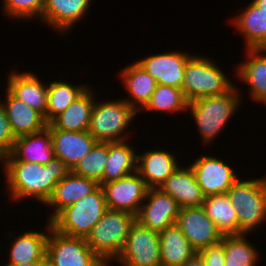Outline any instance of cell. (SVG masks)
Wrapping results in <instances>:
<instances>
[{"label": "cell", "mask_w": 266, "mask_h": 266, "mask_svg": "<svg viewBox=\"0 0 266 266\" xmlns=\"http://www.w3.org/2000/svg\"><path fill=\"white\" fill-rule=\"evenodd\" d=\"M2 162H5L8 187L15 201L32 196L46 204L57 183L71 172V168L57 157L45 165L25 161Z\"/></svg>", "instance_id": "6da1fadb"}, {"label": "cell", "mask_w": 266, "mask_h": 266, "mask_svg": "<svg viewBox=\"0 0 266 266\" xmlns=\"http://www.w3.org/2000/svg\"><path fill=\"white\" fill-rule=\"evenodd\" d=\"M103 188L61 210L51 221L57 232L71 237L86 238L107 210Z\"/></svg>", "instance_id": "7a4b0ae2"}, {"label": "cell", "mask_w": 266, "mask_h": 266, "mask_svg": "<svg viewBox=\"0 0 266 266\" xmlns=\"http://www.w3.org/2000/svg\"><path fill=\"white\" fill-rule=\"evenodd\" d=\"M136 216L107 209L86 237L87 245L107 265L121 253Z\"/></svg>", "instance_id": "3957f363"}, {"label": "cell", "mask_w": 266, "mask_h": 266, "mask_svg": "<svg viewBox=\"0 0 266 266\" xmlns=\"http://www.w3.org/2000/svg\"><path fill=\"white\" fill-rule=\"evenodd\" d=\"M227 195L238 217V234H246L266 219V179L237 181Z\"/></svg>", "instance_id": "277c9868"}, {"label": "cell", "mask_w": 266, "mask_h": 266, "mask_svg": "<svg viewBox=\"0 0 266 266\" xmlns=\"http://www.w3.org/2000/svg\"><path fill=\"white\" fill-rule=\"evenodd\" d=\"M233 87L220 95L206 96L188 102V108L205 143L219 134L239 105L240 98ZM239 98V99H238Z\"/></svg>", "instance_id": "5b68a950"}, {"label": "cell", "mask_w": 266, "mask_h": 266, "mask_svg": "<svg viewBox=\"0 0 266 266\" xmlns=\"http://www.w3.org/2000/svg\"><path fill=\"white\" fill-rule=\"evenodd\" d=\"M232 87L226 75L208 58L196 55L187 61L182 92L188 102L223 94Z\"/></svg>", "instance_id": "8992f818"}, {"label": "cell", "mask_w": 266, "mask_h": 266, "mask_svg": "<svg viewBox=\"0 0 266 266\" xmlns=\"http://www.w3.org/2000/svg\"><path fill=\"white\" fill-rule=\"evenodd\" d=\"M137 110L124 99L94 104L88 132L101 142H121L122 135Z\"/></svg>", "instance_id": "52a82bcc"}, {"label": "cell", "mask_w": 266, "mask_h": 266, "mask_svg": "<svg viewBox=\"0 0 266 266\" xmlns=\"http://www.w3.org/2000/svg\"><path fill=\"white\" fill-rule=\"evenodd\" d=\"M48 227L45 258L53 266H106L87 245L86 238L61 234L50 221Z\"/></svg>", "instance_id": "ba28073f"}, {"label": "cell", "mask_w": 266, "mask_h": 266, "mask_svg": "<svg viewBox=\"0 0 266 266\" xmlns=\"http://www.w3.org/2000/svg\"><path fill=\"white\" fill-rule=\"evenodd\" d=\"M116 259L123 266H162L159 233L144 227L136 220Z\"/></svg>", "instance_id": "9c48e42d"}, {"label": "cell", "mask_w": 266, "mask_h": 266, "mask_svg": "<svg viewBox=\"0 0 266 266\" xmlns=\"http://www.w3.org/2000/svg\"><path fill=\"white\" fill-rule=\"evenodd\" d=\"M107 208L137 216L140 205L146 200L148 187L137 171L102 186Z\"/></svg>", "instance_id": "30bf717a"}, {"label": "cell", "mask_w": 266, "mask_h": 266, "mask_svg": "<svg viewBox=\"0 0 266 266\" xmlns=\"http://www.w3.org/2000/svg\"><path fill=\"white\" fill-rule=\"evenodd\" d=\"M175 224L197 251L222 240V233L202 206L180 208Z\"/></svg>", "instance_id": "8fae6325"}, {"label": "cell", "mask_w": 266, "mask_h": 266, "mask_svg": "<svg viewBox=\"0 0 266 266\" xmlns=\"http://www.w3.org/2000/svg\"><path fill=\"white\" fill-rule=\"evenodd\" d=\"M145 199L148 203L141 205L136 216L141 225L160 233L175 224L180 206L172 196L159 188H149Z\"/></svg>", "instance_id": "7c38bea8"}, {"label": "cell", "mask_w": 266, "mask_h": 266, "mask_svg": "<svg viewBox=\"0 0 266 266\" xmlns=\"http://www.w3.org/2000/svg\"><path fill=\"white\" fill-rule=\"evenodd\" d=\"M190 167L205 197L227 193L238 179L233 169L215 157L202 156Z\"/></svg>", "instance_id": "4fadbf2b"}, {"label": "cell", "mask_w": 266, "mask_h": 266, "mask_svg": "<svg viewBox=\"0 0 266 266\" xmlns=\"http://www.w3.org/2000/svg\"><path fill=\"white\" fill-rule=\"evenodd\" d=\"M191 57L186 53L171 52L152 55L136 63L146 70L157 84L182 89L185 66Z\"/></svg>", "instance_id": "5bb4252c"}, {"label": "cell", "mask_w": 266, "mask_h": 266, "mask_svg": "<svg viewBox=\"0 0 266 266\" xmlns=\"http://www.w3.org/2000/svg\"><path fill=\"white\" fill-rule=\"evenodd\" d=\"M51 132L54 156L61 159L71 169L94 146L97 140L88 131H65L47 124Z\"/></svg>", "instance_id": "9a60e30c"}, {"label": "cell", "mask_w": 266, "mask_h": 266, "mask_svg": "<svg viewBox=\"0 0 266 266\" xmlns=\"http://www.w3.org/2000/svg\"><path fill=\"white\" fill-rule=\"evenodd\" d=\"M54 156L51 132L48 127L43 130L17 137L10 154L4 161H25L47 164Z\"/></svg>", "instance_id": "2e32d148"}, {"label": "cell", "mask_w": 266, "mask_h": 266, "mask_svg": "<svg viewBox=\"0 0 266 266\" xmlns=\"http://www.w3.org/2000/svg\"><path fill=\"white\" fill-rule=\"evenodd\" d=\"M159 189L172 196L180 208L201 206L205 198L191 167H178Z\"/></svg>", "instance_id": "e0dca14e"}, {"label": "cell", "mask_w": 266, "mask_h": 266, "mask_svg": "<svg viewBox=\"0 0 266 266\" xmlns=\"http://www.w3.org/2000/svg\"><path fill=\"white\" fill-rule=\"evenodd\" d=\"M99 187V184L92 179L79 176L70 172L61 179L55 186L54 192L46 205H52L56 208L50 221L64 208L73 205L79 199L90 195Z\"/></svg>", "instance_id": "ac0fdd59"}, {"label": "cell", "mask_w": 266, "mask_h": 266, "mask_svg": "<svg viewBox=\"0 0 266 266\" xmlns=\"http://www.w3.org/2000/svg\"><path fill=\"white\" fill-rule=\"evenodd\" d=\"M8 80L7 90L41 113L46 121L48 86L42 84L31 72L11 73Z\"/></svg>", "instance_id": "d6986e66"}, {"label": "cell", "mask_w": 266, "mask_h": 266, "mask_svg": "<svg viewBox=\"0 0 266 266\" xmlns=\"http://www.w3.org/2000/svg\"><path fill=\"white\" fill-rule=\"evenodd\" d=\"M175 157L166 151H147L137 155V172L148 188H159L178 168Z\"/></svg>", "instance_id": "ffe728a7"}, {"label": "cell", "mask_w": 266, "mask_h": 266, "mask_svg": "<svg viewBox=\"0 0 266 266\" xmlns=\"http://www.w3.org/2000/svg\"><path fill=\"white\" fill-rule=\"evenodd\" d=\"M7 102L4 105L7 118L14 136L39 132L47 127L44 116L37 110L17 99L7 90Z\"/></svg>", "instance_id": "44dd1931"}, {"label": "cell", "mask_w": 266, "mask_h": 266, "mask_svg": "<svg viewBox=\"0 0 266 266\" xmlns=\"http://www.w3.org/2000/svg\"><path fill=\"white\" fill-rule=\"evenodd\" d=\"M162 266H182L198 252L174 224L159 233Z\"/></svg>", "instance_id": "7402d4cb"}, {"label": "cell", "mask_w": 266, "mask_h": 266, "mask_svg": "<svg viewBox=\"0 0 266 266\" xmlns=\"http://www.w3.org/2000/svg\"><path fill=\"white\" fill-rule=\"evenodd\" d=\"M91 0H45L42 20L55 29L66 31L79 21L88 9Z\"/></svg>", "instance_id": "603a6c76"}, {"label": "cell", "mask_w": 266, "mask_h": 266, "mask_svg": "<svg viewBox=\"0 0 266 266\" xmlns=\"http://www.w3.org/2000/svg\"><path fill=\"white\" fill-rule=\"evenodd\" d=\"M92 94V91L87 89L79 98L58 115L51 124L56 129L65 131H88L92 110L95 104Z\"/></svg>", "instance_id": "cb8c5ba5"}, {"label": "cell", "mask_w": 266, "mask_h": 266, "mask_svg": "<svg viewBox=\"0 0 266 266\" xmlns=\"http://www.w3.org/2000/svg\"><path fill=\"white\" fill-rule=\"evenodd\" d=\"M124 85L134 100H124L137 111L144 108L150 101L153 92L156 89V80L137 63L124 68L122 71ZM141 104L138 108L137 102ZM137 105V106H136ZM142 107V108H141Z\"/></svg>", "instance_id": "d4e9b609"}, {"label": "cell", "mask_w": 266, "mask_h": 266, "mask_svg": "<svg viewBox=\"0 0 266 266\" xmlns=\"http://www.w3.org/2000/svg\"><path fill=\"white\" fill-rule=\"evenodd\" d=\"M235 19L233 24L246 37L247 49H266V10L251 2Z\"/></svg>", "instance_id": "484cf974"}, {"label": "cell", "mask_w": 266, "mask_h": 266, "mask_svg": "<svg viewBox=\"0 0 266 266\" xmlns=\"http://www.w3.org/2000/svg\"><path fill=\"white\" fill-rule=\"evenodd\" d=\"M137 170V155L125 141L108 142V158L104 167L103 184L119 180Z\"/></svg>", "instance_id": "4316f807"}, {"label": "cell", "mask_w": 266, "mask_h": 266, "mask_svg": "<svg viewBox=\"0 0 266 266\" xmlns=\"http://www.w3.org/2000/svg\"><path fill=\"white\" fill-rule=\"evenodd\" d=\"M202 208L222 235H238V217L227 193L204 198Z\"/></svg>", "instance_id": "83f0119b"}, {"label": "cell", "mask_w": 266, "mask_h": 266, "mask_svg": "<svg viewBox=\"0 0 266 266\" xmlns=\"http://www.w3.org/2000/svg\"><path fill=\"white\" fill-rule=\"evenodd\" d=\"M249 60L238 68V77L251 86V97L266 105V49H247ZM262 54V55H261Z\"/></svg>", "instance_id": "f1b7e54d"}, {"label": "cell", "mask_w": 266, "mask_h": 266, "mask_svg": "<svg viewBox=\"0 0 266 266\" xmlns=\"http://www.w3.org/2000/svg\"><path fill=\"white\" fill-rule=\"evenodd\" d=\"M47 238L43 232H25L13 242L9 263L43 262Z\"/></svg>", "instance_id": "f546056e"}, {"label": "cell", "mask_w": 266, "mask_h": 266, "mask_svg": "<svg viewBox=\"0 0 266 266\" xmlns=\"http://www.w3.org/2000/svg\"><path fill=\"white\" fill-rule=\"evenodd\" d=\"M87 89L86 86H72L61 81L50 83L47 92L46 123L50 124Z\"/></svg>", "instance_id": "4dcf8cb0"}, {"label": "cell", "mask_w": 266, "mask_h": 266, "mask_svg": "<svg viewBox=\"0 0 266 266\" xmlns=\"http://www.w3.org/2000/svg\"><path fill=\"white\" fill-rule=\"evenodd\" d=\"M108 158V142L97 141L92 149L71 169L76 175L103 185V173Z\"/></svg>", "instance_id": "1f68e13d"}, {"label": "cell", "mask_w": 266, "mask_h": 266, "mask_svg": "<svg viewBox=\"0 0 266 266\" xmlns=\"http://www.w3.org/2000/svg\"><path fill=\"white\" fill-rule=\"evenodd\" d=\"M244 235H223L225 266H255L258 253Z\"/></svg>", "instance_id": "d6a6232c"}, {"label": "cell", "mask_w": 266, "mask_h": 266, "mask_svg": "<svg viewBox=\"0 0 266 266\" xmlns=\"http://www.w3.org/2000/svg\"><path fill=\"white\" fill-rule=\"evenodd\" d=\"M147 111H183L188 109V101L186 100L182 89L157 84L150 101L146 104Z\"/></svg>", "instance_id": "836d02e7"}, {"label": "cell", "mask_w": 266, "mask_h": 266, "mask_svg": "<svg viewBox=\"0 0 266 266\" xmlns=\"http://www.w3.org/2000/svg\"><path fill=\"white\" fill-rule=\"evenodd\" d=\"M5 12L11 17H42L45 0H4Z\"/></svg>", "instance_id": "e575fe53"}, {"label": "cell", "mask_w": 266, "mask_h": 266, "mask_svg": "<svg viewBox=\"0 0 266 266\" xmlns=\"http://www.w3.org/2000/svg\"><path fill=\"white\" fill-rule=\"evenodd\" d=\"M15 140L4 105L0 102V161L11 153Z\"/></svg>", "instance_id": "d590c367"}, {"label": "cell", "mask_w": 266, "mask_h": 266, "mask_svg": "<svg viewBox=\"0 0 266 266\" xmlns=\"http://www.w3.org/2000/svg\"><path fill=\"white\" fill-rule=\"evenodd\" d=\"M198 254L204 260L205 266H225V249L222 240L204 248Z\"/></svg>", "instance_id": "8d00e7d4"}, {"label": "cell", "mask_w": 266, "mask_h": 266, "mask_svg": "<svg viewBox=\"0 0 266 266\" xmlns=\"http://www.w3.org/2000/svg\"><path fill=\"white\" fill-rule=\"evenodd\" d=\"M182 266H205L204 260L197 253L192 259L185 262Z\"/></svg>", "instance_id": "74e56055"}, {"label": "cell", "mask_w": 266, "mask_h": 266, "mask_svg": "<svg viewBox=\"0 0 266 266\" xmlns=\"http://www.w3.org/2000/svg\"><path fill=\"white\" fill-rule=\"evenodd\" d=\"M42 262H28L23 264L8 263L6 266H40Z\"/></svg>", "instance_id": "f35d334b"}, {"label": "cell", "mask_w": 266, "mask_h": 266, "mask_svg": "<svg viewBox=\"0 0 266 266\" xmlns=\"http://www.w3.org/2000/svg\"><path fill=\"white\" fill-rule=\"evenodd\" d=\"M260 10H266V0H254L252 1Z\"/></svg>", "instance_id": "ab89813d"}, {"label": "cell", "mask_w": 266, "mask_h": 266, "mask_svg": "<svg viewBox=\"0 0 266 266\" xmlns=\"http://www.w3.org/2000/svg\"><path fill=\"white\" fill-rule=\"evenodd\" d=\"M40 266H53L47 259H45Z\"/></svg>", "instance_id": "60d3db41"}]
</instances>
